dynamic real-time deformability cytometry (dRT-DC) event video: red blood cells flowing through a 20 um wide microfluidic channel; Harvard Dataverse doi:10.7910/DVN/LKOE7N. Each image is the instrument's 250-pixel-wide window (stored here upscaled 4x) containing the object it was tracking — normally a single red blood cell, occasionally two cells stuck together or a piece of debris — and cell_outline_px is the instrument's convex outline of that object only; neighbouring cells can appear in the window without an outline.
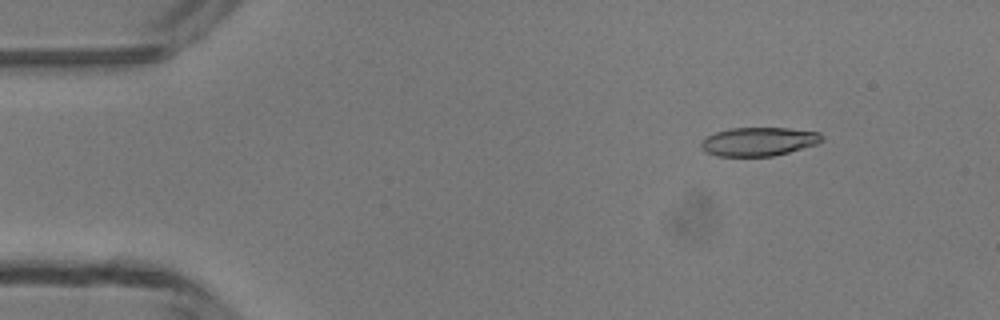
{"species": "common noctule bat (a hibernating species)", "species_latin": "Nyctalus noctula", "temperature_condition": "room temperature", "stored_images_in_passage": 48, "camera_frame_rate_fps": 3000, "um_per_image_px": 0.085, "animal": {"sex": "male", "body_mass_g": 13.3}, "frame": {"image": 1, "passage_image": 6, "time_ms": 1.667, "image_size_px": [1000, 320], "cell_outline_px": [[824, 140], [816, 144], [788, 152], [772, 156], [716, 156], [708, 152], [700, 144], [708, 136], [716, 132], [728, 128], [788, 128], [820, 132], [824, 136]], "centroid_in_image_um": [64.54, 12.02], "position_along_channel_um": 20.5, "area_um2": 20.0}}
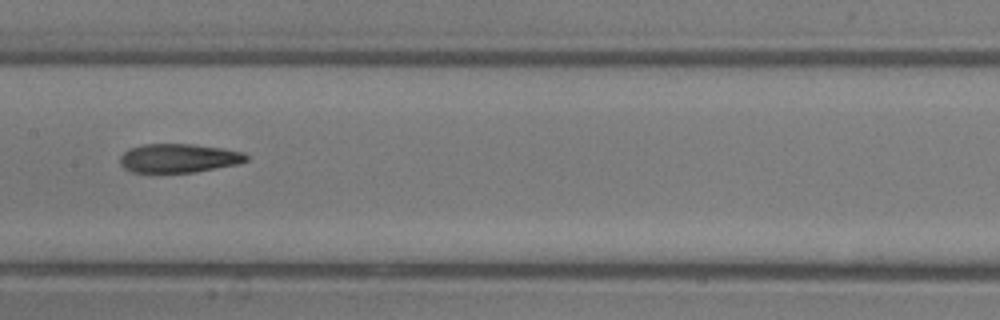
{"frame": {"image": 2, "passage_image": 24, "time_ms": 7.667, "image_size_px": [1000, 320], "cell_outline_px": [[248, 160], [236, 164], [196, 172], [132, 172], [124, 168], [120, 164], [120, 156], [128, 148], [144, 144], [192, 144], [224, 148], [244, 152], [248, 156]], "centroid_in_image_um": [15.18, 13.43], "position_along_channel_um": 192.2, "area_um2": 21.27}}
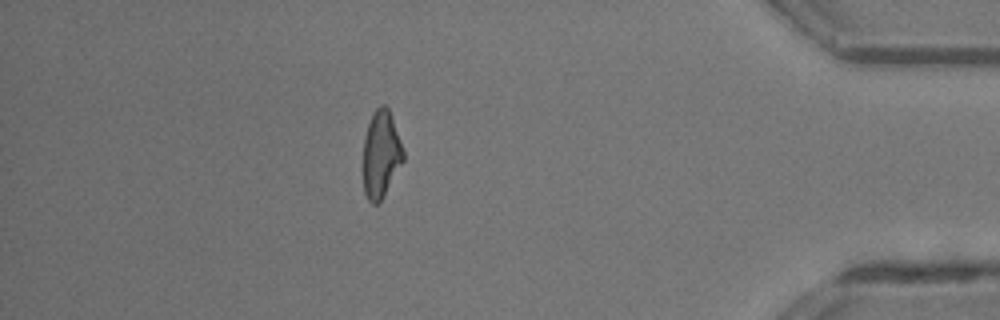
{"frame": {"image": 3, "passage_image": 42, "time_ms": 13.667, "image_size_px": [1000, 320], "cell_outline_px": [[404, 160], [380, 200], [376, 204], [372, 204], [368, 200], [364, 192], [364, 140], [368, 124], [376, 108], [380, 104], [384, 104], [388, 108], [392, 116], [404, 152]], "centroid_in_image_um": [32.39, 13.08], "position_along_channel_um": 402.8, "area_um2": 19.94}, "authors_computed_cell_mechanics": {"area_um2": 21.2704, "velocity_mm_per_s": 4.2834, "shape_relaxation_time_tau1_ms": 6.7718, "shape_relaxation_time_tau2_ms": 2.622, "deformation_change_tau1": 0.2625, "deformation_change_tau2": 0.1402}}